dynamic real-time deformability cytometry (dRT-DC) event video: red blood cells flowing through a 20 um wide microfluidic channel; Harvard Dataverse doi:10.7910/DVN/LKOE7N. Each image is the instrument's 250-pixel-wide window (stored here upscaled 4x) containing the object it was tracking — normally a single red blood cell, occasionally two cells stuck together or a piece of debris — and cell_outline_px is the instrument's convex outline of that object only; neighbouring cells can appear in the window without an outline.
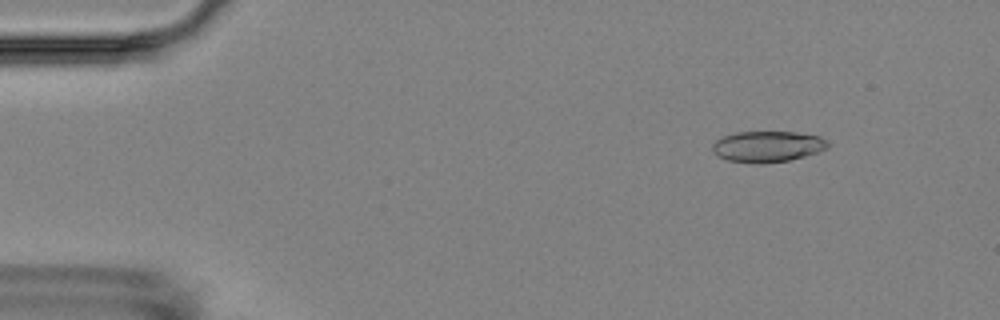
{"species": "Egyptian fruit bat (a non-hibernating species)", "species_latin": "Rousettus aegyptiacus", "temperature_condition": "room temperature", "stored_images_in_passage": 4, "camera_frame_rate_fps": 3000, "um_per_image_px": 0.085, "animal": {"sex": "female"}, "frame": {"image": 1, "passage_image": 2, "time_ms": 1.0, "image_size_px": [1000, 320], "cell_outline_px": [[828, 148], [804, 156], [788, 160], [760, 164], [728, 160], [716, 156], [712, 152], [712, 144], [716, 140], [724, 136], [736, 132], [796, 132], [820, 136], [828, 140]], "centroid_in_image_um": [65.22, 12.45], "position_along_channel_um": 19.8, "area_um2": 20.87}}